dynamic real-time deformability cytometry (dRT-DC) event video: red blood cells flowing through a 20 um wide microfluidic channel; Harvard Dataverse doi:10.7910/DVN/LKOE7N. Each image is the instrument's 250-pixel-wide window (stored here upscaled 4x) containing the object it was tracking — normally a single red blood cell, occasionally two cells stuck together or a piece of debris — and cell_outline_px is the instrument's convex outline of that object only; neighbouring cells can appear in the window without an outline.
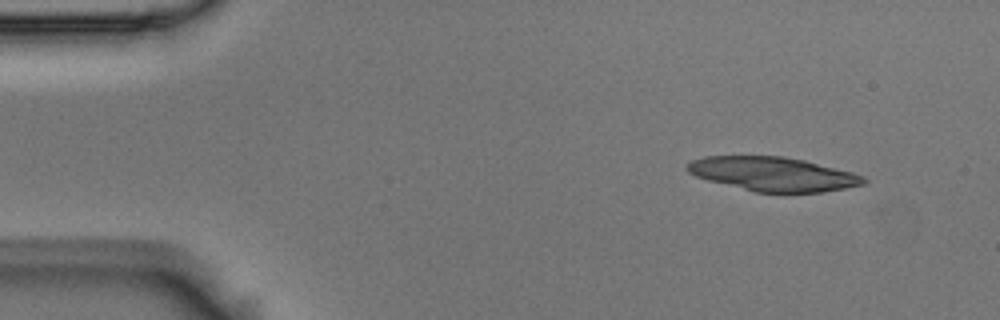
{"species": "Egyptian fruit bat (a non-hibernating species)", "species_latin": "Rousettus aegyptiacus", "temperature_condition": "room temperature", "stored_images_in_passage": 5, "camera_frame_rate_fps": 3000, "um_per_image_px": 0.085, "animal": {"sex": "male"}, "frame": {"image": 1, "passage_image": 1, "time_ms": 0.0, "image_size_px": [1000, 320], "cell_outline_px": [[868, 180], [864, 184], [844, 188], [820, 192], [756, 192], [708, 180], [696, 176], [688, 172], [684, 168], [692, 160], [704, 156], [784, 156], [804, 160], [852, 172], [864, 176]], "centroid_in_image_um": [65.7, 14.78], "position_along_channel_um": 19.3, "area_um2": 34.8}}